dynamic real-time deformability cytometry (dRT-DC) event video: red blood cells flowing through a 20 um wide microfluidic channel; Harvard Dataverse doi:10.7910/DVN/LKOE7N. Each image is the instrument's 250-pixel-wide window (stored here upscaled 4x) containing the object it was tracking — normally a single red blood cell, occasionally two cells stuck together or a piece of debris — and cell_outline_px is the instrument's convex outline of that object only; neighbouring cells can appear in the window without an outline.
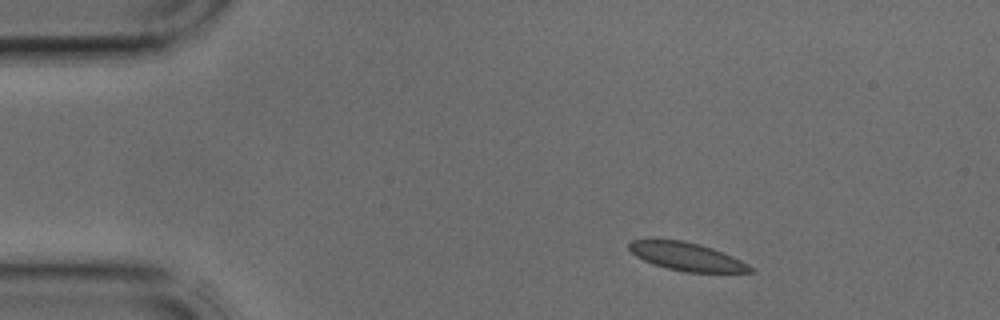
{"species": "common noctule bat (a hibernating species)", "species_latin": "Nyctalus noctula", "temperature_condition": "cold", "stored_images_in_passage": 2, "camera_frame_rate_fps": 3000, "um_per_image_px": 0.085, "animal": {"sex": "male", "body_mass_g": 17.9, "forearm_length_mm": 54.2}, "frame": {"image": 1, "passage_image": 1, "time_ms": 0.0, "image_size_px": [1000, 320], "cell_outline_px": [[756, 272], [684, 272], [652, 264], [636, 256], [628, 248], [628, 244], [632, 240], [684, 240], [700, 244], [712, 248], [732, 256], [756, 268]], "centroid_in_image_um": [58.41, 21.82], "position_along_channel_um": 26.6, "area_um2": 19.77}}